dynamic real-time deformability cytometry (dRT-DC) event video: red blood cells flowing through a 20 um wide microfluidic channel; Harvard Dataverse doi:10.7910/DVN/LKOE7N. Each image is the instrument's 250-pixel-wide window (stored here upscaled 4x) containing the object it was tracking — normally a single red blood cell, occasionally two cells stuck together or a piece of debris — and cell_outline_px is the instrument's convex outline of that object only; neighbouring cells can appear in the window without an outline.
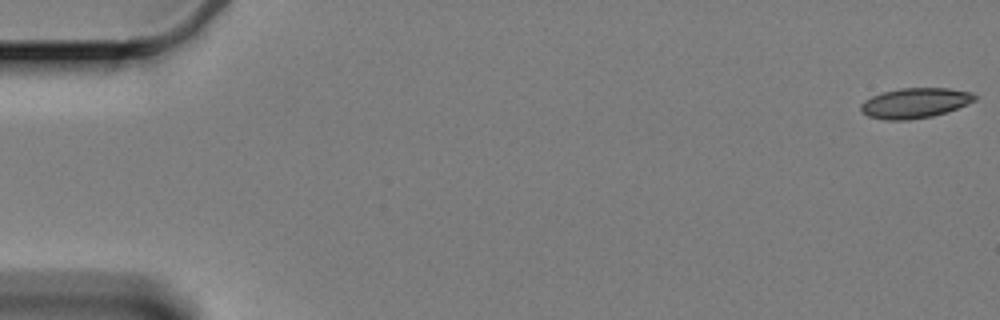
{"species": "Egyptian fruit bat (a non-hibernating species)", "species_latin": "Rousettus aegyptiacus", "temperature_condition": "cold", "stored_images_in_passage": 60, "camera_frame_rate_fps": 3000, "um_per_image_px": 0.085, "animal": {"sex": "female"}, "frame": {"image": 1, "passage_image": 1, "time_ms": 0.0, "image_size_px": [1000, 320], "cell_outline_px": [[980, 96], [976, 100], [956, 108], [932, 116], [908, 120], [888, 120], [868, 116], [860, 112], [860, 104], [864, 100], [872, 96], [884, 92], [900, 88], [948, 88], [972, 92]], "centroid_in_image_um": [77.77, 8.75], "position_along_channel_um": 7.2, "area_um2": 20.0}}
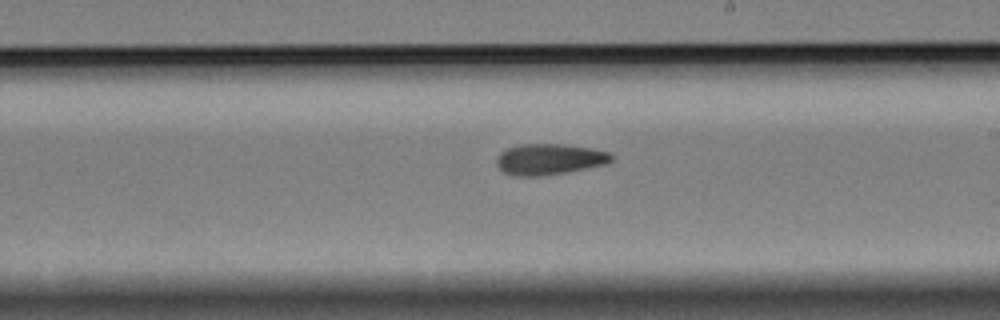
{"frame": {"image": 2, "passage_image": 35, "time_ms": 11.333, "image_size_px": [1000, 320], "cell_outline_px": [[612, 160], [604, 164], [568, 172], [544, 176], [512, 176], [504, 172], [496, 164], [496, 156], [500, 152], [508, 148], [520, 144], [564, 144], [588, 148], [608, 152], [612, 156]], "centroid_in_image_um": [46.63, 13.54], "position_along_channel_um": 242.4, "area_um2": 20.69}}
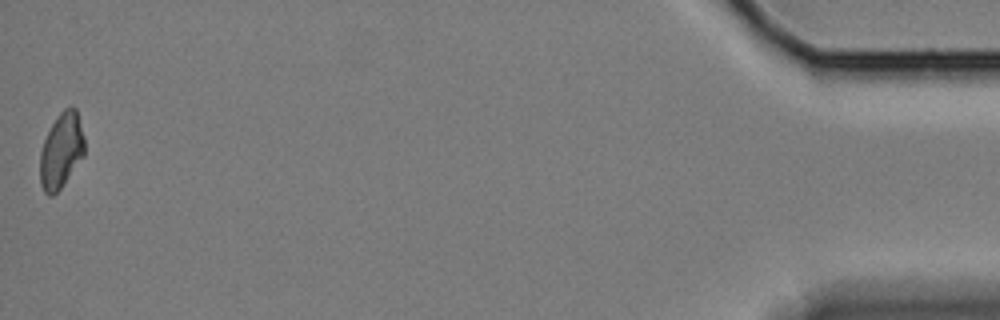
{"frame": {"image": 3, "passage_image": 60, "time_ms": 19.667, "image_size_px": [1000, 320], "cell_outline_px": [[84, 156], [60, 188], [52, 196], [48, 196], [44, 192], [40, 184], [40, 152], [44, 140], [56, 116], [64, 108], [76, 108], [84, 136]], "centroid_in_image_um": [5.2, 12.81], "position_along_channel_um": 430.0, "area_um2": 19.42}, "authors_computed_cell_mechanics": {"area_um2": 20.2878, "velocity_mm_per_s": 3.3401, "shape_relaxation_time_tau1_ms": null, "shape_relaxation_time_tau2_ms": 5.8408, "deformation_change_tau1": null, "deformation_change_tau2": 0.1121}}